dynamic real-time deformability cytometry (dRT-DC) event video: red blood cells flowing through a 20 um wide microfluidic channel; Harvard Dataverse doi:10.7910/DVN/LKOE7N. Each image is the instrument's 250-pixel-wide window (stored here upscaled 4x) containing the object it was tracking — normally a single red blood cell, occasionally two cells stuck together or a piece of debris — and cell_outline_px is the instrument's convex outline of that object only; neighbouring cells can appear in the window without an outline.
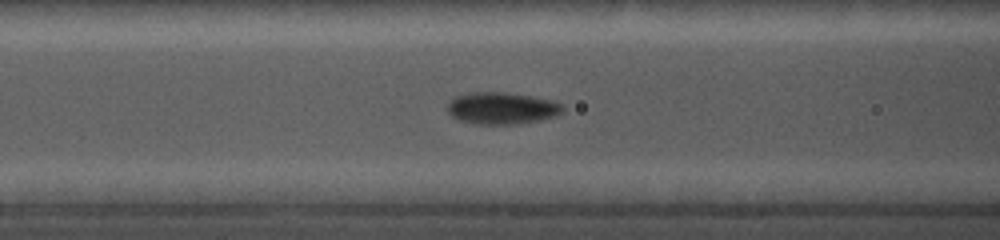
{"species": "common noctule bat (a hibernating species)", "species_latin": "Nyctalus noctula", "temperature_condition": "cold", "stored_images_in_passage": 37, "camera_frame_rate_fps": 5000, "um_per_image_px": 0.085, "animal": {"sex": "female", "body_mass_g": 19.0, "forearm_length_mm": 56.7}, "frame": {"image": 1, "passage_image": 20, "time_ms": 7.0, "image_size_px": [1000, 240], "cell_outline_px": [[564, 108], [556, 116], [540, 120], [520, 124], [476, 124], [460, 120], [452, 116], [448, 112], [448, 104], [456, 96], [476, 92], [504, 92], [552, 100], [564, 104]], "centroid_in_image_um": [42.68, 9.21], "position_along_channel_um": 123.9, "area_um2": 21.27}}
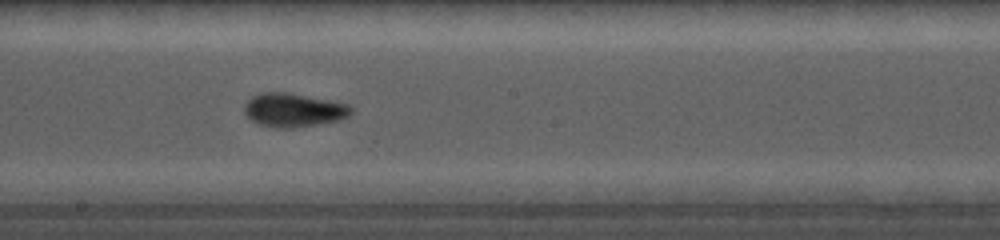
{"frame": {"image": 2, "passage_image": 28, "time_ms": 9.6, "image_size_px": [1000, 240], "cell_outline_px": [[352, 112], [348, 116], [340, 120], [292, 128], [276, 128], [260, 124], [252, 120], [244, 112], [244, 104], [252, 96], [260, 92], [288, 92], [348, 104], [352, 108]], "centroid_in_image_um": [24.93, 9.34], "position_along_channel_um": 223.3, "area_um2": 20.87}}
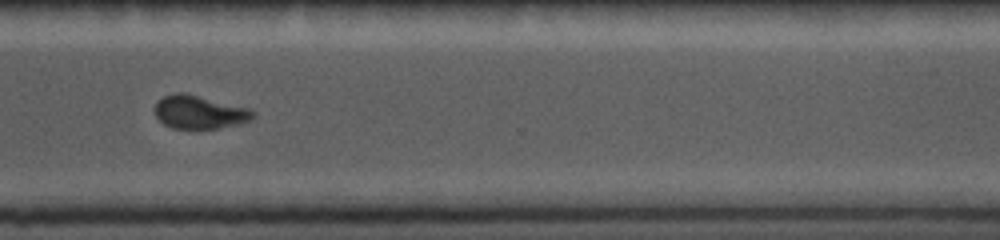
{"frame": {"image": 3, "passage_image": 33, "time_ms": 13.0, "image_size_px": [1000, 240], "cell_outline_px": [[256, 116], [240, 124], [220, 128], [172, 128], [164, 124], [156, 116], [156, 104], [164, 96], [176, 92], [184, 92], [248, 108], [256, 112]], "centroid_in_image_um": [16.98, 9.53], "position_along_channel_um": 353.6, "area_um2": 18.84}}